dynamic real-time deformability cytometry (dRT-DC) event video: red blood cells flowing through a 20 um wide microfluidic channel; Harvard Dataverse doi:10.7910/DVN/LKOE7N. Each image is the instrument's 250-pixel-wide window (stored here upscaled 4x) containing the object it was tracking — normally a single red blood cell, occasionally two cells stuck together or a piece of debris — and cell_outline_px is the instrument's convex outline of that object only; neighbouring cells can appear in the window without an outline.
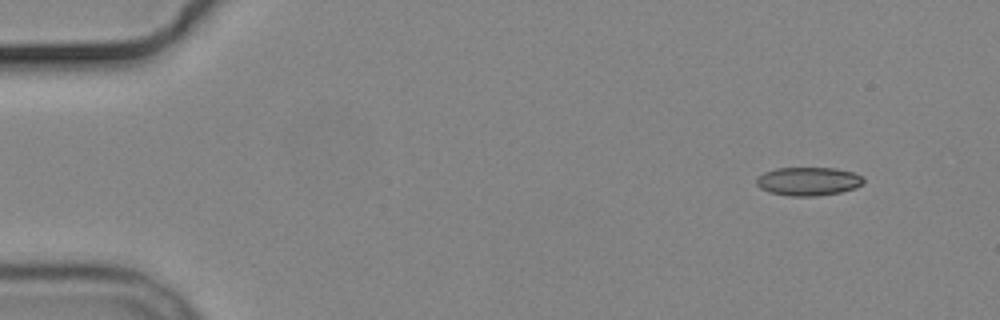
{"species": "common noctule bat (a hibernating species)", "species_latin": "Nyctalus noctula", "temperature_condition": "cold", "stored_images_in_passage": 7, "camera_frame_rate_fps": 3000, "um_per_image_px": 0.085, "animal": {"sex": "male", "body_mass_g": 19.2, "forearm_length_mm": 51.8}, "frame": {"image": 1, "passage_image": 2, "time_ms": 1.333, "image_size_px": [1000, 320], "cell_outline_px": [[864, 184], [856, 188], [840, 192], [816, 196], [788, 196], [768, 192], [760, 188], [756, 184], [756, 180], [764, 172], [776, 168], [836, 168], [852, 172], [864, 176]], "centroid_in_image_um": [68.73, 15.41], "position_along_channel_um": 16.3, "area_um2": 17.92}}
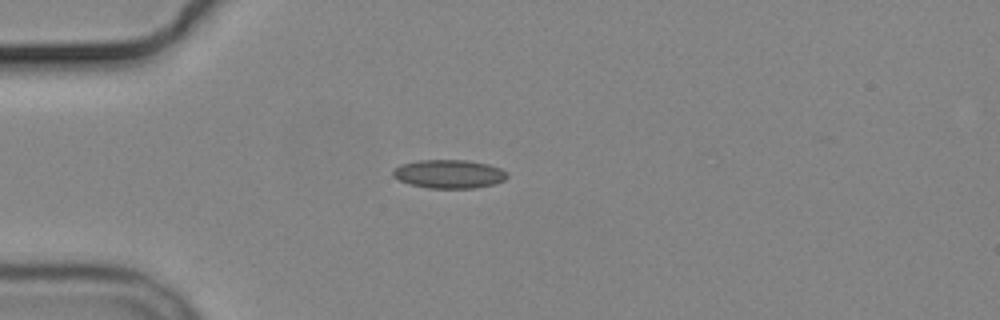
{"frame": {"image": 2, "passage_image": 5, "time_ms": 4.667, "image_size_px": [1000, 320], "cell_outline_px": [[508, 176], [504, 180], [496, 184], [476, 188], [428, 188], [408, 184], [392, 176], [392, 172], [400, 164], [420, 160], [468, 160], [488, 164], [500, 168], [508, 172]], "centroid_in_image_um": [38.19, 14.79], "position_along_channel_um": 46.8, "area_um2": 19.19}}
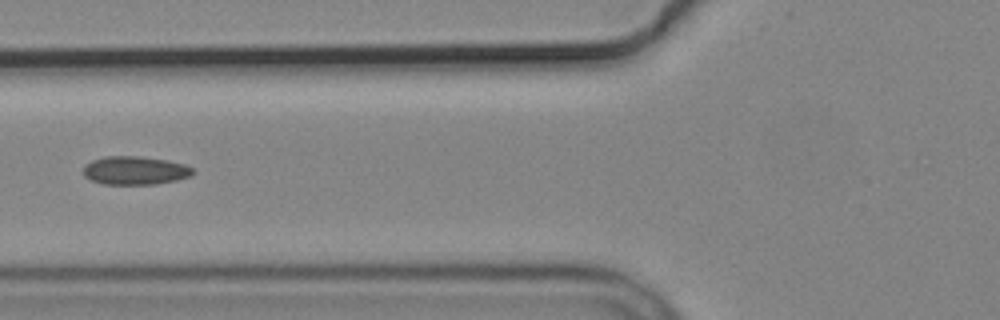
{"frame": {"image": 3, "passage_image": 7, "time_ms": 7.0, "image_size_px": [1000, 320], "cell_outline_px": [[196, 172], [192, 176], [176, 180], [156, 184], [104, 184], [92, 180], [84, 176], [84, 164], [92, 160], [104, 156], [140, 156], [164, 160], [184, 164], [192, 168]], "centroid_in_image_um": [11.48, 14.49], "position_along_channel_um": 114.3, "area_um2": 18.15}}